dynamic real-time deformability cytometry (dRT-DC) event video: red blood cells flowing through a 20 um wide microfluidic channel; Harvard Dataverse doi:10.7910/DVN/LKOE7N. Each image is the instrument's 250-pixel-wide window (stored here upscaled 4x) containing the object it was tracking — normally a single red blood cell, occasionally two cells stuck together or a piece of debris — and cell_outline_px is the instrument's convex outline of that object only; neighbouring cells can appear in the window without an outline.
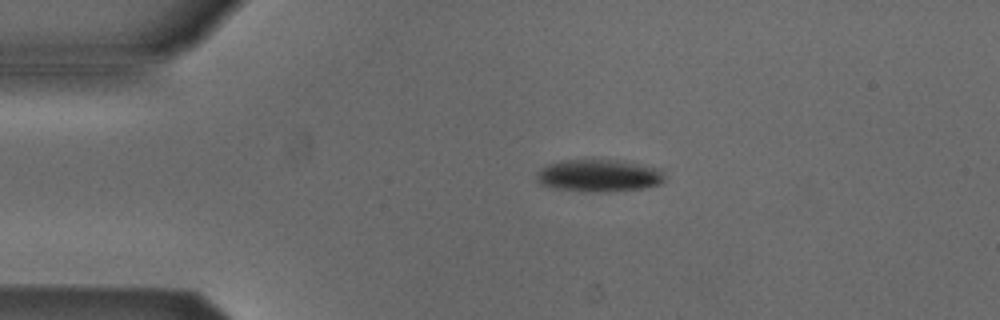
{"species": "Egyptian fruit bat (a non-hibernating species)", "species_latin": "Rousettus aegyptiacus", "temperature_condition": "cold", "stored_images_in_passage": 3, "camera_frame_rate_fps": 3000, "um_per_image_px": 0.085, "animal": {"sex": "male"}, "frame": {"image": 1, "passage_image": 2, "time_ms": 0.333, "image_size_px": [1000, 320], "cell_outline_px": [[664, 180], [660, 184], [644, 188], [608, 192], [584, 192], [552, 188], [540, 184], [536, 180], [536, 176], [548, 164], [568, 160], [620, 160], [664, 168]], "centroid_in_image_um": [50.98, 14.94], "position_along_channel_um": 34.0, "area_um2": 24.39}}
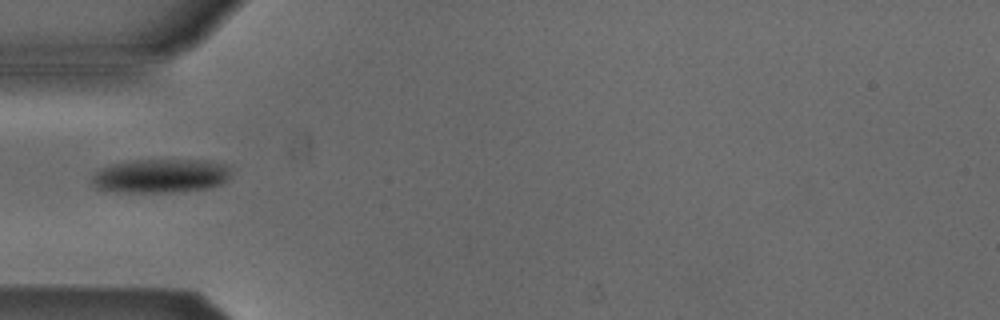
{"frame": {"image": 2, "passage_image": 3, "time_ms": 0.667, "image_size_px": [1000, 320], "cell_outline_px": [[228, 176], [220, 184], [208, 188], [180, 192], [116, 192], [96, 188], [92, 184], [92, 176], [100, 168], [112, 164], [136, 160], [208, 160], [224, 164], [228, 168]], "centroid_in_image_um": [13.6, 14.95], "position_along_channel_um": 71.4, "area_um2": 27.4}}